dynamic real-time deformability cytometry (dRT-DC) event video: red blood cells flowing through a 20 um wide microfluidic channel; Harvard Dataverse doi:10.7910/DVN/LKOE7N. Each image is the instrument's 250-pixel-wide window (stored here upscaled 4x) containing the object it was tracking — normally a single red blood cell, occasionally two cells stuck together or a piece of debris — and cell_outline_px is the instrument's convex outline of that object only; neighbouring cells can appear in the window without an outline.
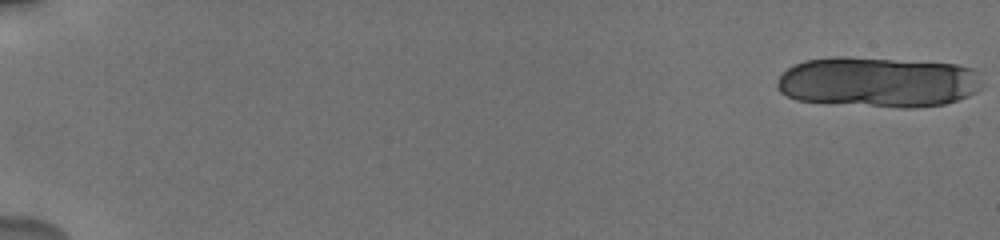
{"species": "human", "species_latin": "Homo sapiens", "temperature_condition": "cold", "stored_images_in_passage": 23, "camera_frame_rate_fps": 3000, "um_per_image_px": 0.085, "donor": {"sex": "male"}, "frame": {"image": 1, "passage_image": 1, "time_ms": 0.0, "image_size_px": [1000, 240], "cell_outline_px": [[980, 88], [976, 92], [968, 96], [944, 104], [916, 108], [900, 108], [824, 104], [796, 100], [780, 92], [776, 84], [776, 80], [788, 68], [804, 60], [836, 56], [844, 56], [956, 64], [972, 68], [976, 72]], "centroid_in_image_um": [74.57, 7.0], "position_along_channel_um": 10.4, "area_um2": 60.81}}
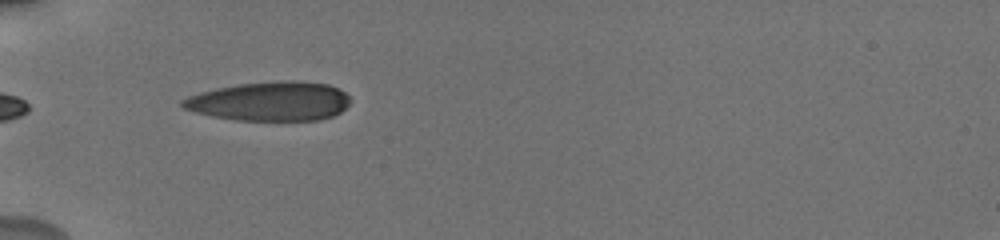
{"frame": {"image": 2, "passage_image": 21, "time_ms": 6.667, "image_size_px": [1000, 240], "cell_outline_px": [[352, 100], [340, 112], [332, 116], [320, 120], [236, 120], [212, 116], [196, 112], [184, 108], [180, 104], [180, 100], [188, 96], [200, 92], [216, 88], [240, 84], [288, 80], [296, 80], [328, 84], [344, 92]], "centroid_in_image_um": [22.94, 8.61], "position_along_channel_um": 62.1, "area_um2": 38.21}}